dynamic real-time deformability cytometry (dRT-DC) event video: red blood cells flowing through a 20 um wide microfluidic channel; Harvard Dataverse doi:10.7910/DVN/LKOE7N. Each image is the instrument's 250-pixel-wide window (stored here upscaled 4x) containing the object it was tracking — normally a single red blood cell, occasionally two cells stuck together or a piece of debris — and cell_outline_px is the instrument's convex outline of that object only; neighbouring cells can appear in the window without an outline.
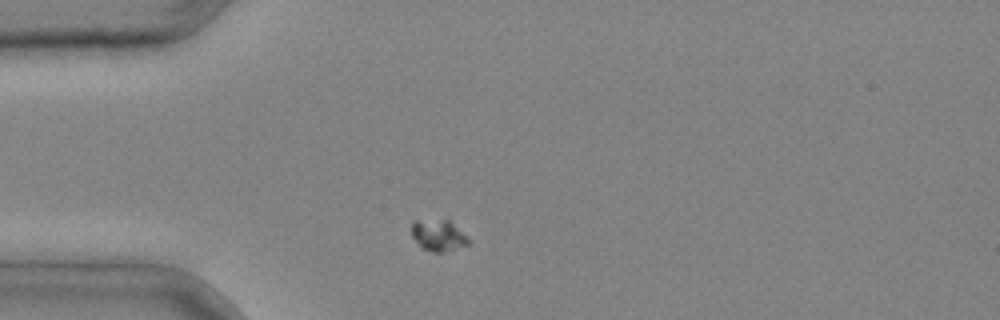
{"species": "common noctule bat (a hibernating species)", "species_latin": "Nyctalus noctula", "temperature_condition": "cold", "stored_images_in_passage": 1, "camera_frame_rate_fps": 3000, "um_per_image_px": 0.085, "animal": {"sex": "male", "body_mass_g": 20.4}, "frame": {"image": 1, "passage_image": 1, "time_ms": 0.0, "image_size_px": [1000, 320], "cell_outline_px": [[472, 240], [468, 244], [444, 252], [432, 252], [420, 248], [412, 236], [412, 220], [448, 220]], "centroid_in_image_um": [37.24, 20.02], "position_along_channel_um": 47.8, "area_um2": 10.4}}